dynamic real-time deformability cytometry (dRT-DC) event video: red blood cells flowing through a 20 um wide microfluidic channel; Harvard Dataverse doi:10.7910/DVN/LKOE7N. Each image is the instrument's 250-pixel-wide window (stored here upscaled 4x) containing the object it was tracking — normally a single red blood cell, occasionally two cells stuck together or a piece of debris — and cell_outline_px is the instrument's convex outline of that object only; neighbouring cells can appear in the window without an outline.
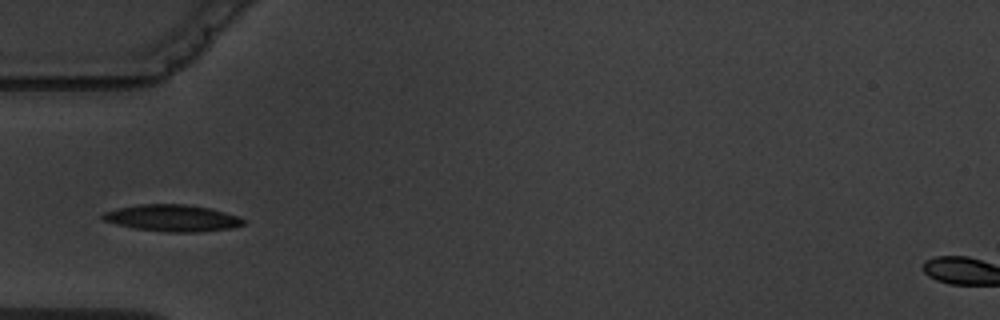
{"species": "common noctule bat (a hibernating species)", "species_latin": "Nyctalus noctula", "temperature_condition": "warm", "stored_images_in_passage": 5, "camera_frame_rate_fps": 3000, "um_per_image_px": 0.085, "animal": {"sex": "male", "body_mass_g": 19.5, "forearm_length_mm": 54.6}, "frame": {"image": 1, "passage_image": 1, "time_ms": 0.0, "image_size_px": [1000, 320], "cell_outline_px": [[244, 224], [232, 228], [200, 232], [168, 232], [136, 228], [116, 224], [104, 220], [100, 216], [104, 212], [116, 208], [140, 204], [184, 204], [212, 208], [236, 216], [244, 220]], "centroid_in_image_um": [14.64, 18.53], "position_along_channel_um": 70.4, "area_um2": 21.79}}
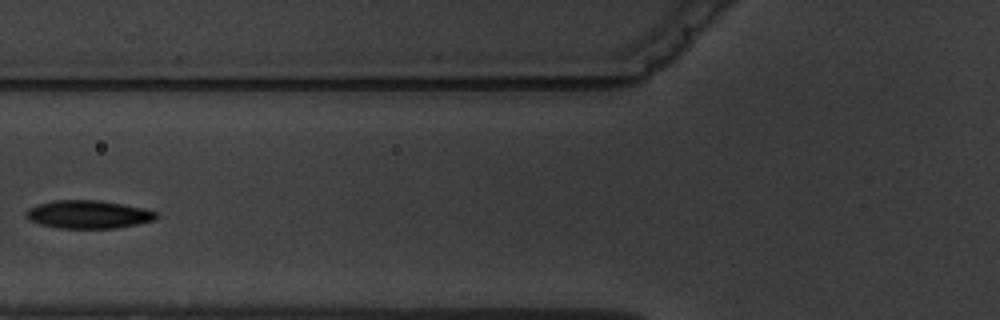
{"frame": {"image": 2, "passage_image": 2, "time_ms": 1.333, "image_size_px": [1000, 320], "cell_outline_px": [[160, 216], [156, 220], [116, 228], [60, 228], [40, 224], [32, 220], [24, 212], [28, 208], [52, 200], [96, 200], [124, 204], [144, 208], [156, 212]], "centroid_in_image_um": [7.55, 18.22], "position_along_channel_um": 118.2, "area_um2": 21.21}}